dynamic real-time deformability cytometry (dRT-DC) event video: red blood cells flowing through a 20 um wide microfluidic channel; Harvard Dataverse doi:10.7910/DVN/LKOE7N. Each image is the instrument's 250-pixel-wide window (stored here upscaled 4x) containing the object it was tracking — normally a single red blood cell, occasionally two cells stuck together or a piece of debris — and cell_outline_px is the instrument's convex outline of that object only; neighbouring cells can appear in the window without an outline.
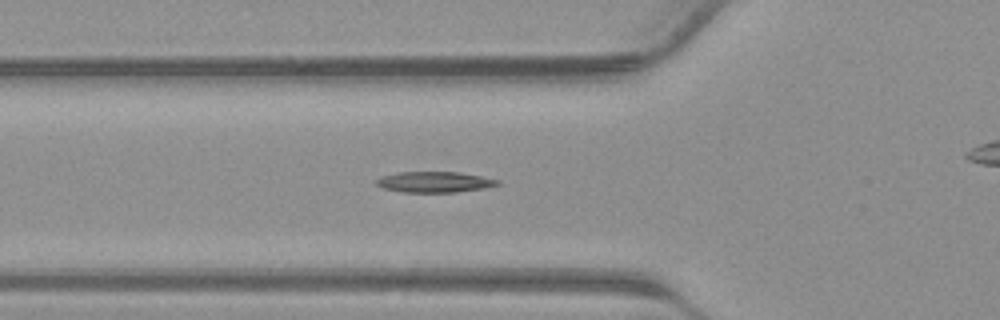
{"species": "common noctule bat (a hibernating species)", "species_latin": "Nyctalus noctula", "temperature_condition": "warm", "stored_images_in_passage": 36, "camera_frame_rate_fps": 3000, "um_per_image_px": 0.085, "animal": {"sex": "male", "body_mass_g": 23.1, "forearm_length_mm": 52.7}, "frame": {"image": 1, "passage_image": 15, "time_ms": 4.667, "image_size_px": [1000, 320], "cell_outline_px": [[500, 184], [484, 188], [456, 192], [400, 192], [380, 188], [376, 184], [376, 180], [380, 176], [396, 172], [460, 172], [500, 180]], "centroid_in_image_um": [36.88, 15.47], "position_along_channel_um": 88.9, "area_um2": 14.8}}
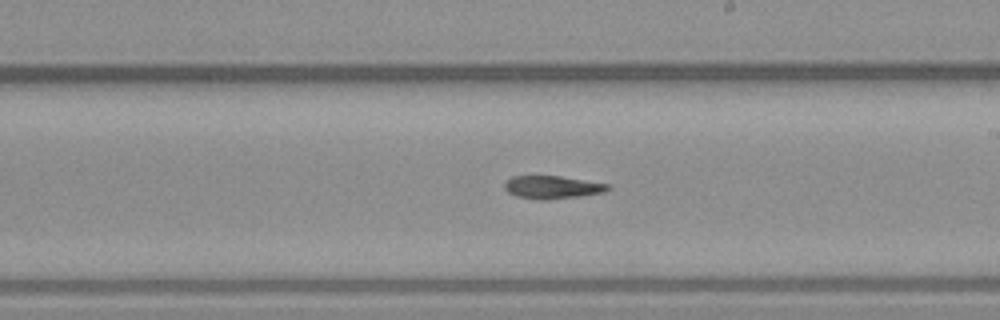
{"frame": {"image": 2, "passage_image": 24, "time_ms": 7.667, "image_size_px": [1000, 320], "cell_outline_px": [[612, 188], [604, 192], [580, 196], [548, 200], [536, 200], [516, 196], [508, 192], [504, 188], [504, 184], [512, 176], [560, 176], [612, 184]], "centroid_in_image_um": [46.99, 15.92], "position_along_channel_um": 242.0, "area_um2": 13.99}}
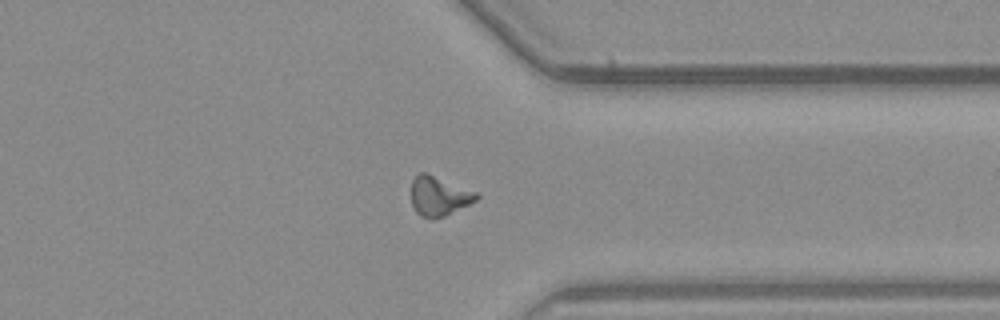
{"frame": {"image": 3, "passage_image": 32, "time_ms": 10.333, "image_size_px": [1000, 320], "cell_outline_px": [[480, 196], [476, 200], [444, 216], [432, 220], [420, 216], [416, 212], [412, 204], [412, 180], [420, 172], [424, 172], [476, 192]], "centroid_in_image_um": [37.28, 16.69], "position_along_channel_um": 374.1, "area_um2": 14.68}}